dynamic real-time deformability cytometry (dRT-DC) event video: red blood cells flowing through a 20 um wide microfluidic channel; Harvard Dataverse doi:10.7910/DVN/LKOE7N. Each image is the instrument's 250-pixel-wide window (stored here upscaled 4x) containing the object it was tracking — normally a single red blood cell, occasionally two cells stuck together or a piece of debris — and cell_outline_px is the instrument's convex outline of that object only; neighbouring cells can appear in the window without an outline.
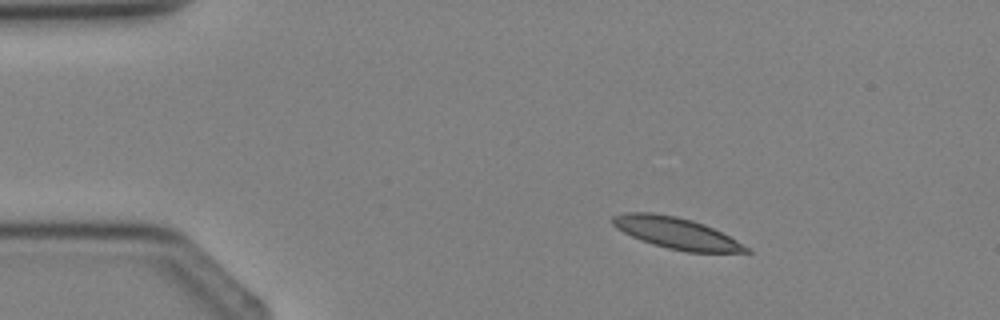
{"species": "Egyptian fruit bat (a non-hibernating species)", "species_latin": "Rousettus aegyptiacus", "temperature_condition": "cold", "stored_images_in_passage": 2, "camera_frame_rate_fps": 3000, "um_per_image_px": 0.085, "animal": {"sex": "female"}, "frame": {"image": 1, "passage_image": 1, "time_ms": 0.0, "image_size_px": [1000, 320], "cell_outline_px": [[752, 252], [688, 252], [668, 248], [652, 244], [632, 236], [616, 228], [612, 224], [612, 216], [624, 212], [652, 212], [676, 216], [692, 220], [704, 224], [752, 248]], "centroid_in_image_um": [57.48, 19.8], "position_along_channel_um": 27.5, "area_um2": 24.28}}